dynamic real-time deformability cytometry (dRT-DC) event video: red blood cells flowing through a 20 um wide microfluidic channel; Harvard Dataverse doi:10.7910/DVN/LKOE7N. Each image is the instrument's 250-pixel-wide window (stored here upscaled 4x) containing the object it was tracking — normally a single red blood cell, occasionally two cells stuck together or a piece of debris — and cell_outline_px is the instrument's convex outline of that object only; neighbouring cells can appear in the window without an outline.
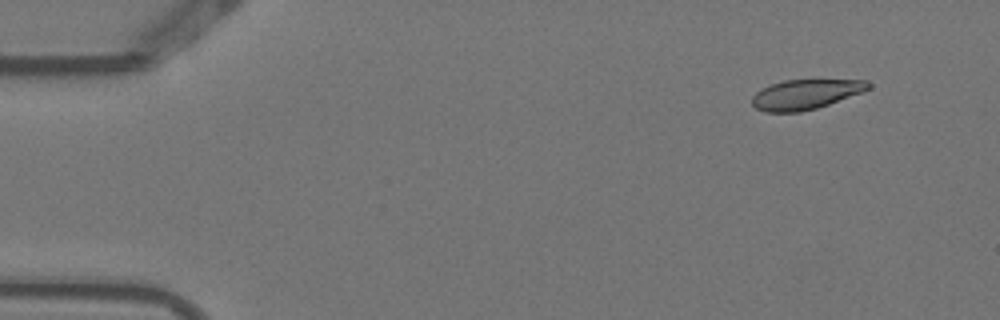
{"species": "Egyptian fruit bat (a non-hibernating species)", "species_latin": "Rousettus aegyptiacus", "temperature_condition": "warm", "stored_images_in_passage": 4, "camera_frame_rate_fps": 3000, "um_per_image_px": 0.085, "animal": {"sex": "female"}, "frame": {"image": 1, "passage_image": 1, "time_ms": 0.0, "image_size_px": [1000, 320], "cell_outline_px": [[872, 88], [864, 92], [816, 108], [800, 112], [768, 112], [756, 108], [752, 104], [752, 96], [760, 88], [784, 80], [868, 80], [872, 84]], "centroid_in_image_um": [68.5, 8.01], "position_along_channel_um": 16.5, "area_um2": 20.29}}
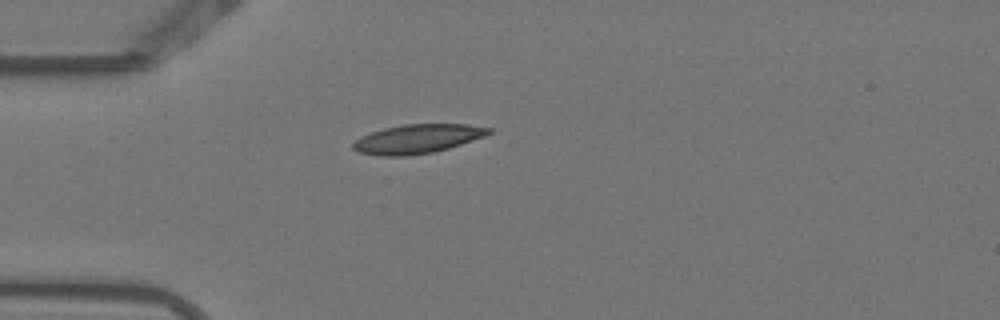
{"frame": {"image": 2, "passage_image": 4, "time_ms": 1.0, "image_size_px": [1000, 320], "cell_outline_px": [[492, 132], [484, 136], [448, 148], [432, 152], [404, 156], [380, 156], [356, 152], [352, 148], [352, 144], [360, 136], [384, 128], [404, 124], [468, 124], [492, 128]], "centroid_in_image_um": [35.45, 11.8], "position_along_channel_um": 49.6, "area_um2": 22.89}}